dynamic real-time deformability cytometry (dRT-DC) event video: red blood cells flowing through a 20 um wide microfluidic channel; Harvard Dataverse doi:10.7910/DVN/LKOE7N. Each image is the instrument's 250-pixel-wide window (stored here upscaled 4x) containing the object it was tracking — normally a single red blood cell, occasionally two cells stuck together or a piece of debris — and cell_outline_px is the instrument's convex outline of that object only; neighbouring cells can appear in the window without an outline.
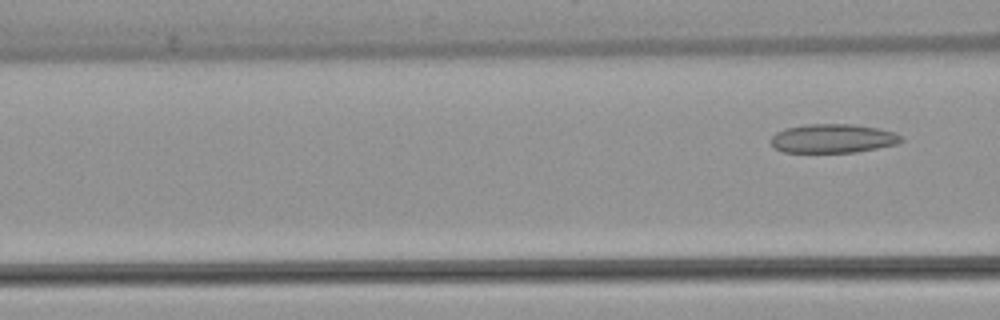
{"species": "common noctule bat (a hibernating species)", "species_latin": "Nyctalus noctula", "temperature_condition": "warm", "stored_images_in_passage": 4, "segment_of_instrument_passage": [2, 2], "camera_frame_rate_fps": 3000, "um_per_image_px": 0.085, "animal": {"sex": "female", "body_mass_g": 22.7, "forearm_length_mm": 54.2}, "frame": {"image": 1, "passage_image": 4, "time_ms": 4.667, "image_size_px": [1000, 320], "cell_outline_px": [[904, 140], [896, 144], [856, 152], [784, 152], [776, 148], [772, 144], [772, 136], [776, 132], [788, 128], [808, 124], [852, 124], [880, 128], [896, 132]], "centroid_in_image_um": [70.84, 11.76], "position_along_channel_um": 95.8, "area_um2": 21.79}}